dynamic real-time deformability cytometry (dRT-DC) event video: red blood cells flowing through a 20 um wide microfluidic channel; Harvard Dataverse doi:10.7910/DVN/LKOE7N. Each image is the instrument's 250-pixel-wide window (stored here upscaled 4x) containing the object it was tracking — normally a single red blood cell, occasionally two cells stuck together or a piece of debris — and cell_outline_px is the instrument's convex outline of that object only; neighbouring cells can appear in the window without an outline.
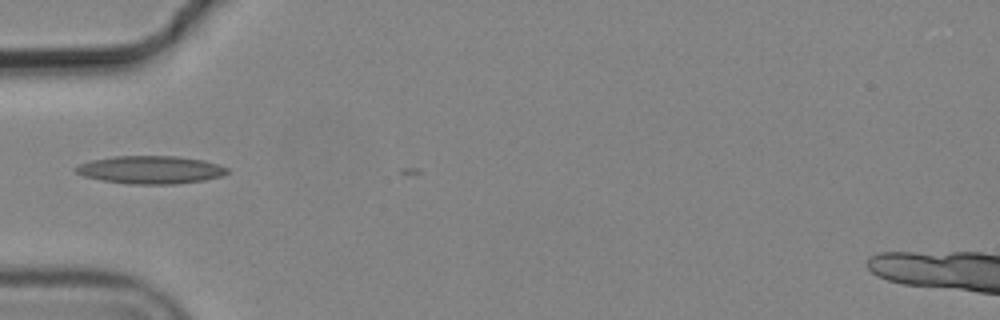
{"species": "common noctule bat (a hibernating species)", "species_latin": "Nyctalus noctula", "temperature_condition": "cold", "stored_images_in_passage": 7, "camera_frame_rate_fps": 3000, "um_per_image_px": 0.085, "animal": {"sex": "male", "body_mass_g": 19.2, "forearm_length_mm": 51.8}, "frame": {"image": 1, "passage_image": 5, "time_ms": 1.333, "image_size_px": [1000, 320], "cell_outline_px": [[228, 172], [220, 176], [204, 180], [176, 184], [128, 184], [100, 180], [84, 176], [76, 172], [72, 168], [80, 164], [92, 160], [112, 156], [176, 156], [204, 160], [228, 168]], "centroid_in_image_um": [12.76, 14.43], "position_along_channel_um": 72.2, "area_um2": 24.62}}
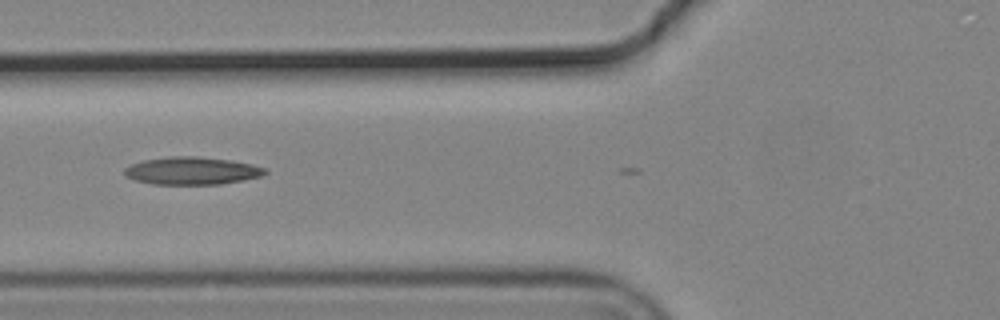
{"frame": {"image": 2, "passage_image": 6, "time_ms": 1.667, "image_size_px": [1000, 320], "cell_outline_px": [[268, 172], [260, 176], [244, 180], [220, 184], [152, 184], [136, 180], [124, 176], [124, 168], [132, 164], [144, 160], [172, 156], [196, 156], [228, 160], [252, 164], [264, 168]], "centroid_in_image_um": [16.29, 14.52], "position_along_channel_um": 109.5, "area_um2": 22.48}}